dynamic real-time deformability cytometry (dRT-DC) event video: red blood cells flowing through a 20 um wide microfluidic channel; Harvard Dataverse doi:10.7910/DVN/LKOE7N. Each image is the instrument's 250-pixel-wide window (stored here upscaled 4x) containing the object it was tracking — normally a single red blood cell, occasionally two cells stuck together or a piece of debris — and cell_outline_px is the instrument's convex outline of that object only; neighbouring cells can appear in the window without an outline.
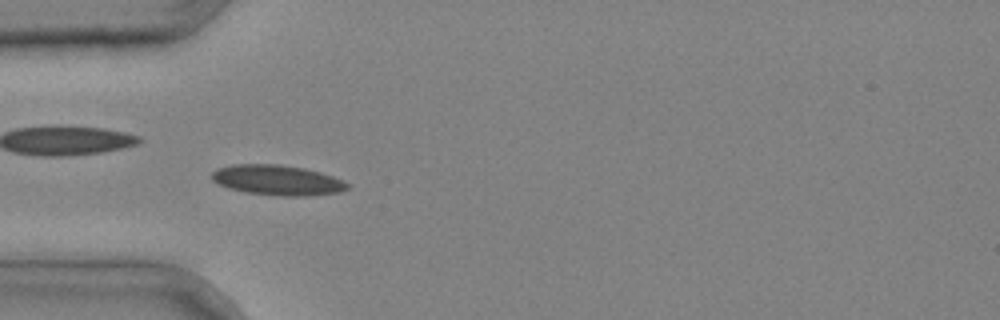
{"species": "common noctule bat (a hibernating species)", "species_latin": "Nyctalus noctula", "temperature_condition": "cold", "stored_images_in_passage": 41, "camera_frame_rate_fps": 3000, "um_per_image_px": 0.085, "animal": {"sex": "male", "body_mass_g": 20.4}, "frame": {"image": 1, "passage_image": 12, "time_ms": 3.667, "image_size_px": [1000, 320], "cell_outline_px": [[352, 184], [348, 188], [340, 192], [304, 196], [280, 196], [244, 192], [228, 188], [212, 180], [212, 172], [216, 168], [232, 164], [280, 164], [304, 168], [320, 172], [344, 180]], "centroid_in_image_um": [23.59, 15.31], "position_along_channel_um": 61.4, "area_um2": 24.04}}